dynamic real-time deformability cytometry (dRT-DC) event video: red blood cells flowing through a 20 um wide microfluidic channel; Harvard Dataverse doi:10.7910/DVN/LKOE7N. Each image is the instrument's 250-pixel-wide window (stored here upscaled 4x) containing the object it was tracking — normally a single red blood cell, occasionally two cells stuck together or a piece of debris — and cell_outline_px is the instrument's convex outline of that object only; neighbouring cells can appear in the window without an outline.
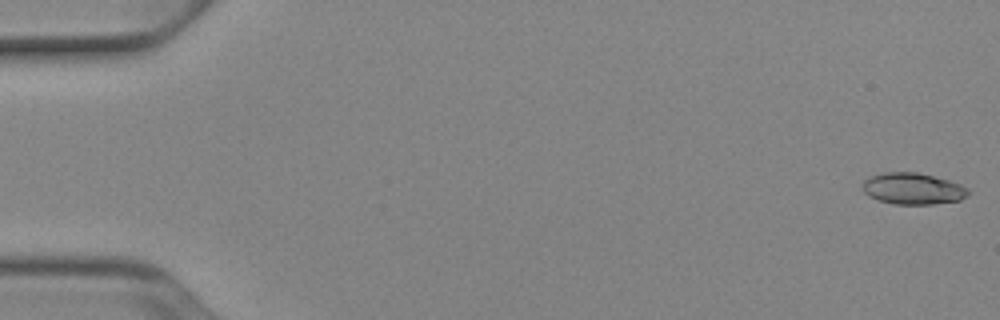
{"species": "Egyptian fruit bat (a non-hibernating species)", "species_latin": "Rousettus aegyptiacus", "temperature_condition": "cold", "stored_images_in_passage": 52, "camera_frame_rate_fps": 3000, "um_per_image_px": 0.085, "animal": {"sex": "female"}, "frame": {"image": 1, "passage_image": 1, "time_ms": 0.0, "image_size_px": [1000, 320], "cell_outline_px": [[968, 196], [960, 200], [932, 204], [892, 204], [868, 196], [860, 188], [864, 180], [872, 176], [884, 172], [916, 172], [948, 180], [960, 184], [968, 188]], "centroid_in_image_um": [77.57, 16.04], "position_along_channel_um": 7.4, "area_um2": 19.36}}
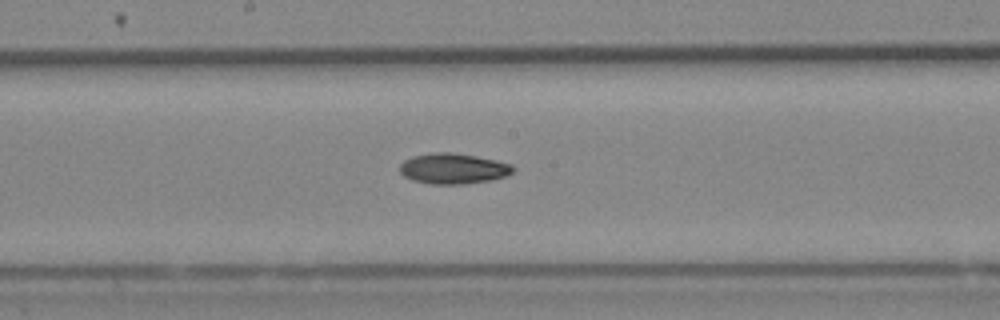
{"frame": {"image": 2, "passage_image": 28, "time_ms": 9.0, "image_size_px": [1000, 320], "cell_outline_px": [[516, 168], [512, 172], [504, 176], [492, 180], [460, 184], [428, 184], [412, 180], [404, 176], [400, 172], [400, 164], [404, 160], [412, 156], [432, 152], [452, 152], [476, 156], [496, 160], [512, 164]], "centroid_in_image_um": [38.51, 14.32], "position_along_channel_um": 209.7, "area_um2": 20.29}}
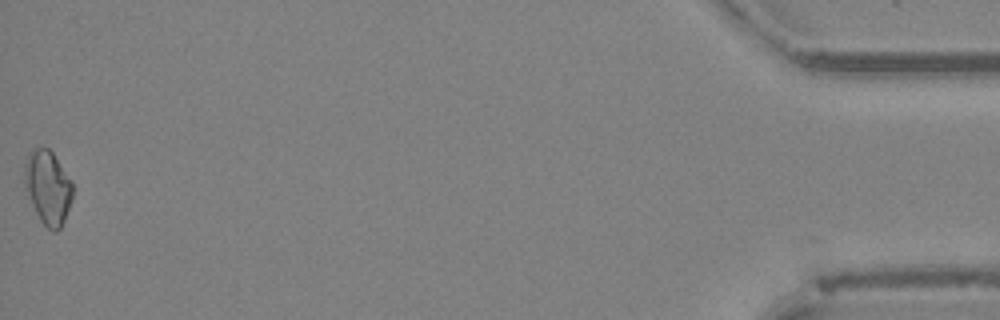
{"frame": {"image": 3, "passage_image": 52, "time_ms": 17.0, "image_size_px": [1000, 320], "cell_outline_px": [[72, 196], [64, 220], [60, 228], [56, 232], [52, 232], [40, 220], [32, 204], [24, 184], [24, 164], [28, 152], [32, 148], [48, 148], [52, 152], [72, 180]], "centroid_in_image_um": [4.05, 15.9], "position_along_channel_um": 431.1, "area_um2": 20.58}}